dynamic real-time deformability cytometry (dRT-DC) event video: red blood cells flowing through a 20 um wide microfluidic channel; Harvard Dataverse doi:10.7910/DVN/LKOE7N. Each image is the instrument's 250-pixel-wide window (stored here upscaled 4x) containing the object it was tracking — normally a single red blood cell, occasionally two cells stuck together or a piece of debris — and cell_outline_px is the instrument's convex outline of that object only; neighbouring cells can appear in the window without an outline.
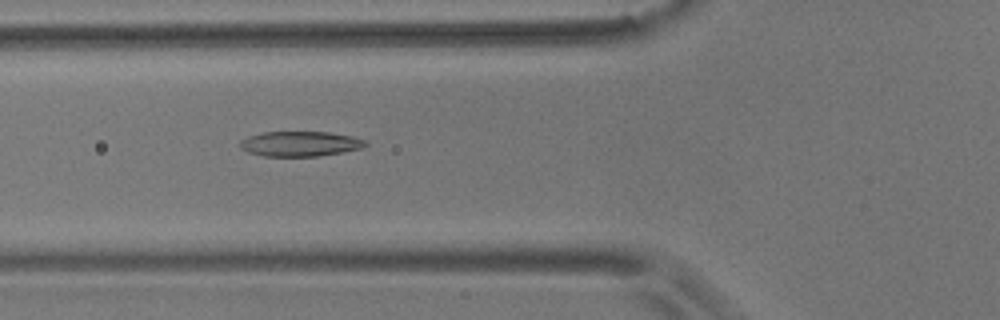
{"species": "common noctule bat (a hibernating species)", "species_latin": "Nyctalus noctula", "temperature_condition": "room temperature", "stored_images_in_passage": 36, "camera_frame_rate_fps": 3000, "um_per_image_px": 0.085, "animal": {"sex": "male", "body_mass_g": 17.9}, "frame": {"image": 1, "passage_image": 5, "time_ms": 1.333, "image_size_px": [1000, 320], "cell_outline_px": [[368, 144], [360, 148], [340, 152], [316, 156], [264, 156], [248, 152], [240, 148], [240, 140], [248, 136], [264, 132], [328, 132], [352, 136], [364, 140]], "centroid_in_image_um": [25.46, 12.22], "position_along_channel_um": 100.3, "area_um2": 18.09}}
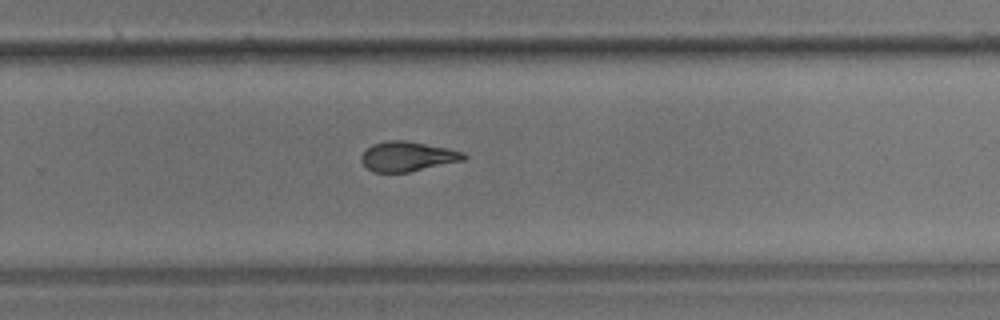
{"frame": {"image": 2, "passage_image": 21, "time_ms": 6.667, "image_size_px": [1000, 320], "cell_outline_px": [[468, 156], [464, 160], [408, 172], [372, 172], [360, 160], [360, 156], [372, 144], [388, 140], [404, 140], [448, 148], [464, 152]], "centroid_in_image_um": [34.64, 13.29], "position_along_channel_um": 295.2, "area_um2": 17.69}}
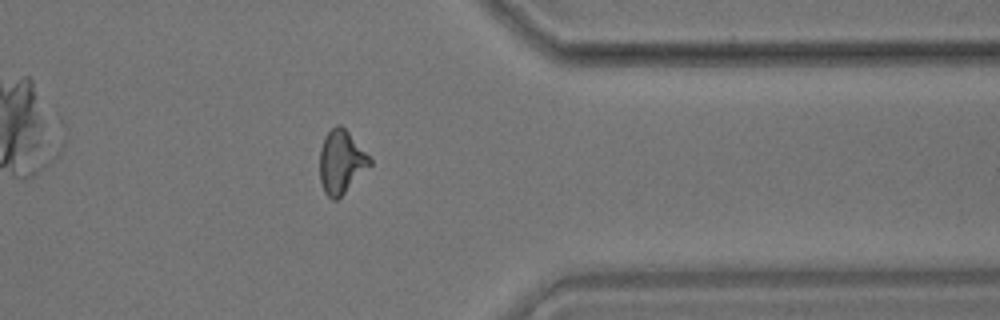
{"frame": {"image": 3, "passage_image": 29, "time_ms": 9.333, "image_size_px": [1000, 320], "cell_outline_px": [[372, 164], [336, 200], [332, 200], [324, 192], [320, 180], [320, 148], [324, 136], [336, 124], [340, 124], [348, 132], [372, 160]], "centroid_in_image_um": [28.98, 13.75], "position_along_channel_um": 382.4, "area_um2": 18.15}, "authors_computed_cell_mechanics": {"area_um2": 18.0914, "velocity_mm_per_s": 3.6525, "shape_relaxation_time_tau1_ms": 9.1422, "shape_relaxation_time_tau2_ms": 2.2042, "deformation_change_tau1": 0.2146, "deformation_change_tau2": 0.1038}}